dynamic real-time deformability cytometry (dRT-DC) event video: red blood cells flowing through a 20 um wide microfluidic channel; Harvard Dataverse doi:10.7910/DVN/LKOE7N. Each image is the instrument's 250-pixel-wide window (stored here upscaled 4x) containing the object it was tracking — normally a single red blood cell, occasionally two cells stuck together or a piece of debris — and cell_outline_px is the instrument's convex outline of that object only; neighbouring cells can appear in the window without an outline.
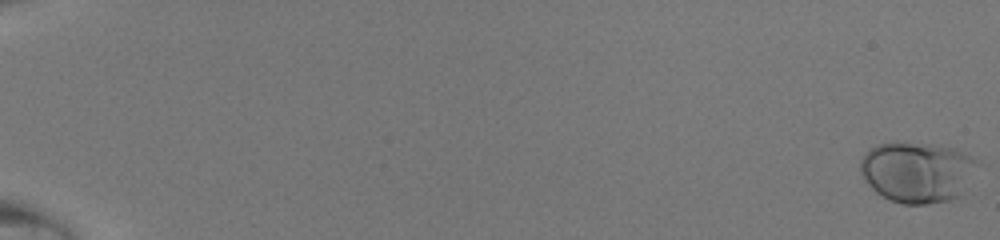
{"species": "human", "species_latin": "Homo sapiens", "temperature_condition": "room temperature", "stored_images_in_passage": 50, "camera_frame_rate_fps": 3000, "um_per_image_px": 0.085, "donor": {"sex": "male"}, "frame": {"image": 1, "passage_image": 1, "time_ms": 0.0, "image_size_px": [1000, 240], "cell_outline_px": [[984, 164], [960, 192], [956, 196], [948, 200], [924, 204], [904, 204], [888, 200], [876, 192], [864, 180], [860, 172], [860, 160], [864, 152], [868, 148], [880, 144], [896, 140], [932, 144], [956, 148], [980, 160]], "centroid_in_image_um": [77.98, 14.57], "position_along_channel_um": 7.0, "area_um2": 42.43}}
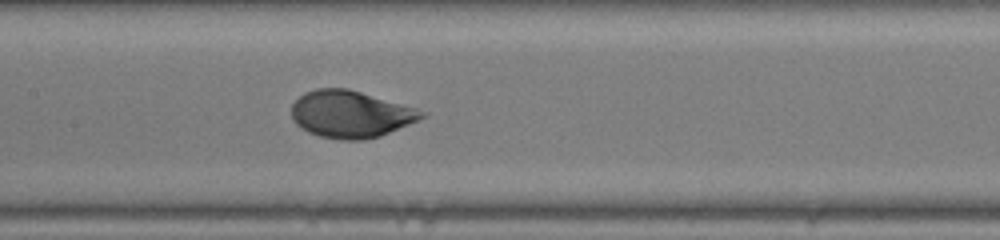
{"frame": {"image": 2, "passage_image": 28, "time_ms": 9.0, "image_size_px": [1000, 240], "cell_outline_px": [[428, 116], [380, 136], [364, 140], [340, 140], [320, 136], [308, 132], [300, 128], [292, 120], [292, 104], [304, 92], [316, 88], [348, 88], [416, 108], [428, 112]], "centroid_in_image_um": [29.8, 9.7], "position_along_channel_um": 177.6, "area_um2": 35.84}}
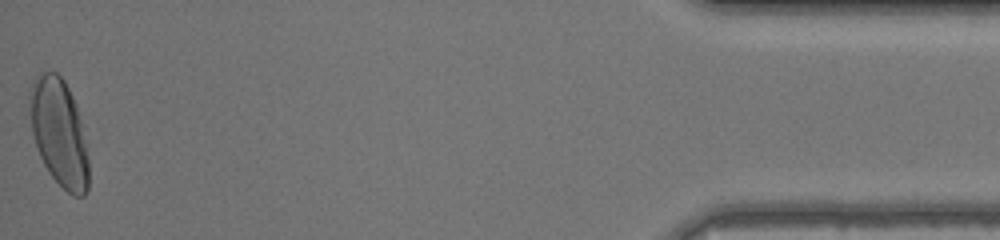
{"frame": {"image": 3, "passage_image": 50, "time_ms": 16.333, "image_size_px": [1000, 240], "cell_outline_px": [[88, 188], [84, 196], [72, 196], [48, 172], [40, 156], [32, 132], [28, 100], [28, 92], [36, 76], [40, 72], [56, 72], [64, 80], [76, 104], [88, 144]], "centroid_in_image_um": [5.03, 11.25], "position_along_channel_um": 430.2, "area_um2": 37.17}}